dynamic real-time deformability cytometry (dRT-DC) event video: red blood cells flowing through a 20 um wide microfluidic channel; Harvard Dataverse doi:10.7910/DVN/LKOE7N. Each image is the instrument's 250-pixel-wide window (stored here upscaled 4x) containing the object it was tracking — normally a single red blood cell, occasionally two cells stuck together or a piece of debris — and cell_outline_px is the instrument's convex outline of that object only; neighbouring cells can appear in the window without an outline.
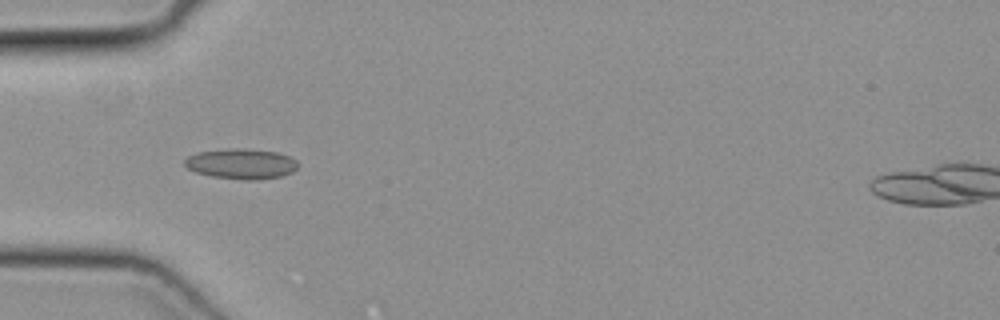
{"species": "common noctule bat (a hibernating species)", "species_latin": "Nyctalus noctula", "temperature_condition": "cold", "stored_images_in_passage": 25, "camera_frame_rate_fps": 3000, "um_per_image_px": 0.085, "animal": {"sex": "female", "body_mass_g": 19.3, "forearm_length_mm": 54.1}, "frame": {"image": 1, "passage_image": 4, "time_ms": 1.0, "image_size_px": [1000, 320], "cell_outline_px": [[300, 164], [292, 172], [280, 176], [256, 180], [244, 180], [212, 176], [196, 172], [188, 168], [184, 164], [184, 160], [188, 156], [196, 152], [232, 148], [244, 148], [276, 152], [288, 156], [296, 160]], "centroid_in_image_um": [20.5, 13.92], "position_along_channel_um": 64.5, "area_um2": 20.0}}
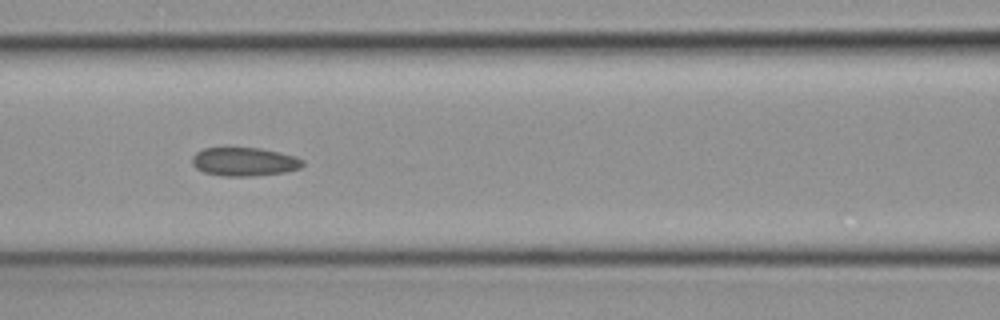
{"frame": {"image": 2, "passage_image": 10, "time_ms": 3.0, "image_size_px": [1000, 320], "cell_outline_px": [[304, 164], [300, 168], [284, 172], [252, 176], [224, 176], [204, 172], [196, 168], [192, 164], [192, 156], [196, 152], [204, 148], [260, 148], [296, 156], [304, 160]], "centroid_in_image_um": [20.77, 13.74], "position_along_channel_um": 145.8, "area_um2": 18.38}}
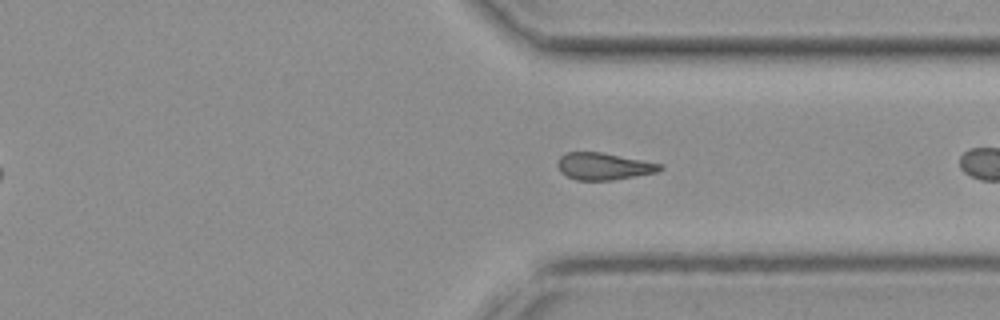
{"frame": {"image": 3, "passage_image": 23, "time_ms": 7.333, "image_size_px": [1000, 320], "cell_outline_px": [[664, 168], [656, 172], [636, 176], [612, 180], [576, 180], [560, 172], [556, 164], [560, 156], [564, 152], [600, 152], [664, 164]], "centroid_in_image_um": [51.3, 14.13], "position_along_channel_um": 360.1, "area_um2": 16.18}}